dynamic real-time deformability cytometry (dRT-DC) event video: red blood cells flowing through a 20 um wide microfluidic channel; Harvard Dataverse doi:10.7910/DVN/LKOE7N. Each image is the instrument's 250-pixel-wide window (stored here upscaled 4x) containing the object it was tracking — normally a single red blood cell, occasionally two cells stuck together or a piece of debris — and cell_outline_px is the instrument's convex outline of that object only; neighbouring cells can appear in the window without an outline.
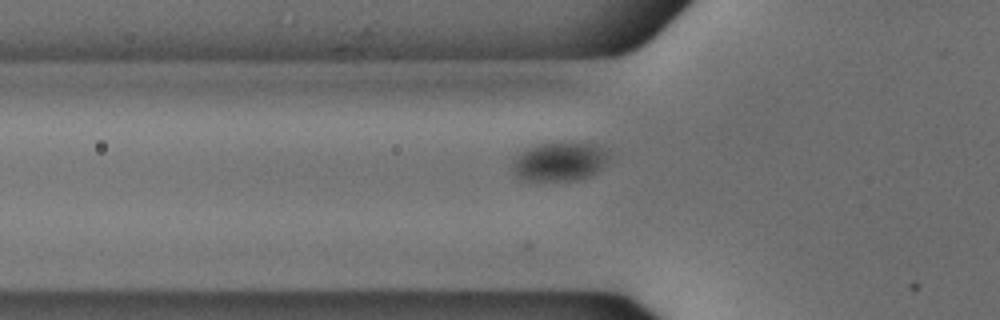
{"species": "common noctule bat (a hibernating species)", "species_latin": "Nyctalus noctula", "temperature_condition": "cold", "stored_images_in_passage": 38, "camera_frame_rate_fps": 3000, "um_per_image_px": 0.085, "animal": {"sex": "male", "body_mass_g": 18.8}, "frame": {"image": 1, "passage_image": 7, "time_ms": 2.0, "image_size_px": [1000, 320], "cell_outline_px": [[608, 160], [596, 172], [580, 180], [524, 180], [516, 176], [512, 168], [516, 156], [524, 148], [532, 144], [556, 140], [584, 140], [596, 144], [604, 148], [608, 152]], "centroid_in_image_um": [47.57, 13.64], "position_along_channel_um": 78.2, "area_um2": 22.89}}
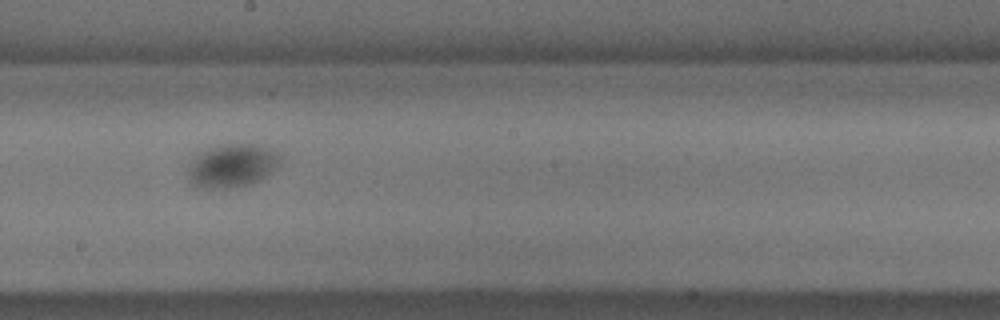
{"frame": {"image": 2, "passage_image": 19, "time_ms": 6.0, "image_size_px": [1000, 320], "cell_outline_px": [[280, 160], [276, 168], [272, 172], [248, 184], [228, 188], [196, 188], [188, 180], [188, 164], [196, 152], [220, 144], [252, 144], [276, 152], [280, 156]], "centroid_in_image_um": [19.62, 14.08], "position_along_channel_um": 228.6, "area_um2": 23.29}}
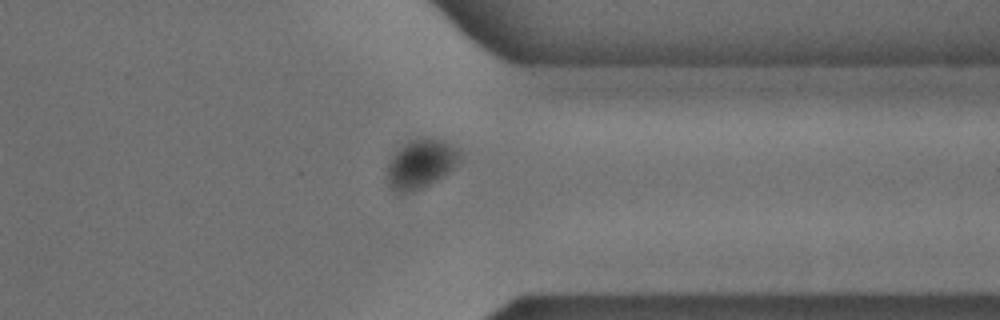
{"frame": {"image": 3, "passage_image": 31, "time_ms": 10.0, "image_size_px": [1000, 320], "cell_outline_px": [[460, 156], [452, 168], [444, 176], [416, 192], [404, 196], [396, 192], [388, 184], [388, 160], [404, 144], [412, 140], [444, 140], [456, 148]], "centroid_in_image_um": [35.72, 14.01], "position_along_channel_um": 375.7, "area_um2": 20.4}}